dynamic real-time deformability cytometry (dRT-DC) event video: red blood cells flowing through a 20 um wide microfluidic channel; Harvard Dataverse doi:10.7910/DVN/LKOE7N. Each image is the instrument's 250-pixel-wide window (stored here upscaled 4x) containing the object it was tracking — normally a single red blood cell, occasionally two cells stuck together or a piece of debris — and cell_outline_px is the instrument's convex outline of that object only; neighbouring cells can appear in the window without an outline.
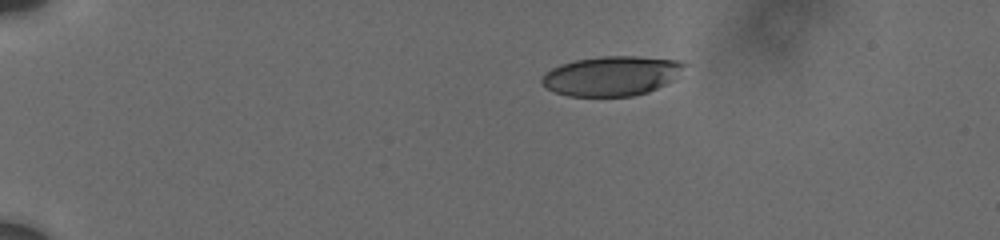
{"species": "human", "species_latin": "Homo sapiens", "temperature_condition": "cold", "stored_images_in_passage": 23, "camera_frame_rate_fps": 3000, "um_per_image_px": 0.085, "donor": {"sex": "male"}, "frame": {"image": 1, "passage_image": 1, "time_ms": 0.0, "image_size_px": [1000, 240], "cell_outline_px": [[688, 64], [676, 80], [668, 84], [648, 92], [632, 96], [568, 96], [544, 88], [540, 80], [544, 72], [560, 64], [576, 60], [600, 56], [636, 56], [680, 60]], "centroid_in_image_um": [52.02, 6.45], "position_along_channel_um": 33.0, "area_um2": 33.47}}
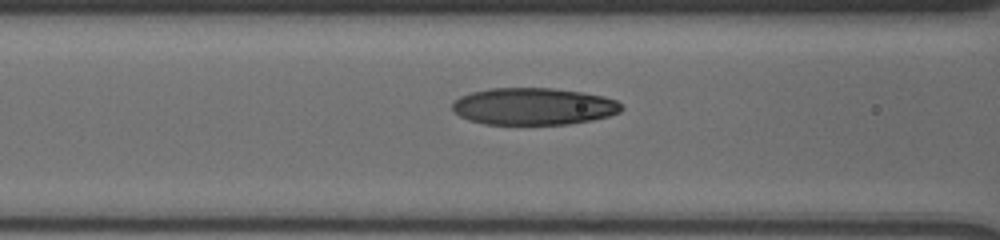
{"frame": {"image": 2, "passage_image": 17, "time_ms": 4.667, "image_size_px": [1000, 240], "cell_outline_px": [[624, 108], [620, 112], [608, 116], [592, 120], [568, 124], [484, 124], [468, 120], [452, 112], [452, 104], [460, 96], [472, 92], [488, 88], [552, 88], [580, 92], [604, 96], [616, 100]], "centroid_in_image_um": [45.33, 9.04], "position_along_channel_um": 121.3, "area_um2": 36.59}}
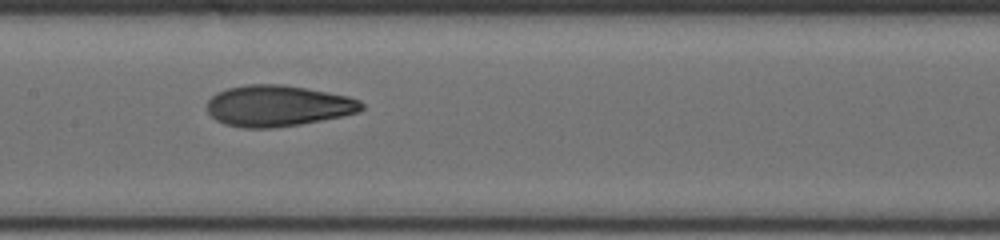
{"frame": {"image": 3, "passage_image": 22, "time_ms": 6.333, "image_size_px": [1000, 240], "cell_outline_px": [[364, 108], [360, 112], [344, 116], [300, 124], [272, 128], [244, 128], [224, 124], [216, 120], [208, 112], [208, 100], [216, 92], [228, 88], [248, 84], [280, 84], [328, 92], [348, 96], [360, 100], [364, 104]], "centroid_in_image_um": [23.64, 9.0], "position_along_channel_um": 183.8, "area_um2": 37.11}}